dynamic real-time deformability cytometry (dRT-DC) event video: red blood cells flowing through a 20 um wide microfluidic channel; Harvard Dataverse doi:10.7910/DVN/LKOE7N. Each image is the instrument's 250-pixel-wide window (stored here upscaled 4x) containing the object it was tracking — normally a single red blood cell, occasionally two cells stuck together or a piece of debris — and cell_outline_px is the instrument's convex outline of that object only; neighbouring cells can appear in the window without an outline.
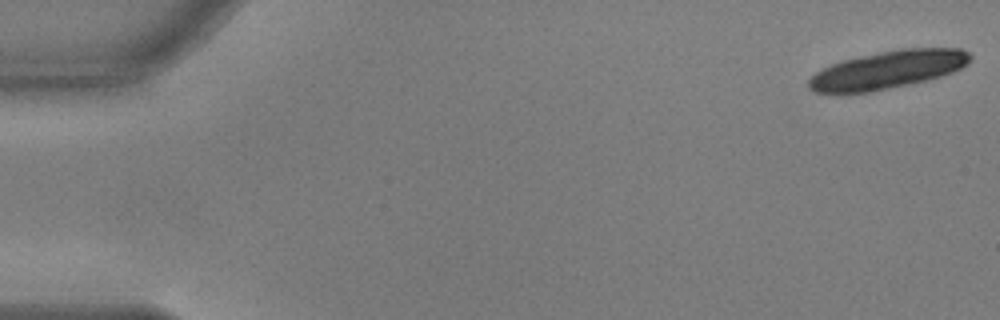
{"species": "common noctule bat (a hibernating species)", "species_latin": "Nyctalus noctula", "temperature_condition": "warm", "stored_images_in_passage": 16, "camera_frame_rate_fps": 3000, "um_per_image_px": 0.085, "animal": {"sex": "male", "body_mass_g": 17.9, "forearm_length_mm": 54.2}, "frame": {"image": 1, "passage_image": 1, "time_ms": 0.0, "image_size_px": [1000, 320], "cell_outline_px": [[972, 56], [968, 64], [952, 72], [940, 76], [908, 84], [872, 92], [840, 96], [836, 96], [816, 92], [808, 88], [808, 80], [820, 68], [844, 60], [880, 52], [900, 48], [960, 48], [968, 52]], "centroid_in_image_um": [75.38, 5.97], "position_along_channel_um": 9.6, "area_um2": 36.13}}